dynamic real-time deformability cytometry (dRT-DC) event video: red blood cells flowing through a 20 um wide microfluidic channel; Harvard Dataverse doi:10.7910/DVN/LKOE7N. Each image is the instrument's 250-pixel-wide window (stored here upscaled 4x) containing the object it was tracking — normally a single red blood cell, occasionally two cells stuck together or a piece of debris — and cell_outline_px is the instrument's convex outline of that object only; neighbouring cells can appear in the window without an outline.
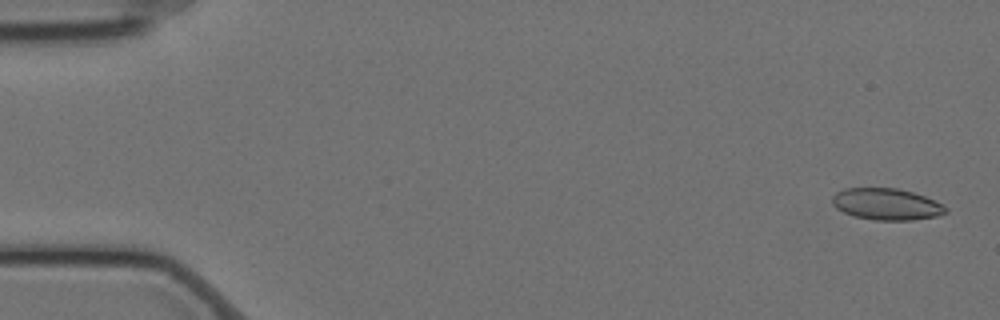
{"species": "Egyptian fruit bat (a non-hibernating species)", "species_latin": "Rousettus aegyptiacus", "temperature_condition": "cold", "stored_images_in_passage": 59, "camera_frame_rate_fps": 3000, "um_per_image_px": 0.085, "animal": {"sex": "female"}, "frame": {"image": 1, "passage_image": 2, "time_ms": 0.333, "image_size_px": [1000, 320], "cell_outline_px": [[948, 212], [936, 216], [912, 220], [876, 220], [852, 216], [836, 208], [832, 204], [832, 196], [836, 192], [844, 188], [896, 188], [912, 192], [924, 196], [944, 204], [948, 208]], "centroid_in_image_um": [75.35, 17.35], "position_along_channel_um": 9.7, "area_um2": 20.98}}
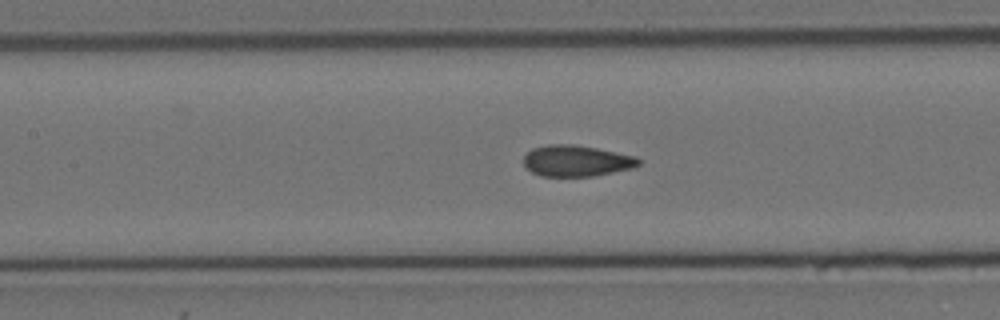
{"frame": {"image": 2, "passage_image": 26, "time_ms": 8.333, "image_size_px": [1000, 320], "cell_outline_px": [[640, 164], [632, 168], [592, 176], [540, 176], [532, 172], [524, 164], [524, 156], [532, 148], [548, 144], [576, 144], [636, 156], [640, 160]], "centroid_in_image_um": [48.99, 13.66], "position_along_channel_um": 158.4, "area_um2": 20.81}}
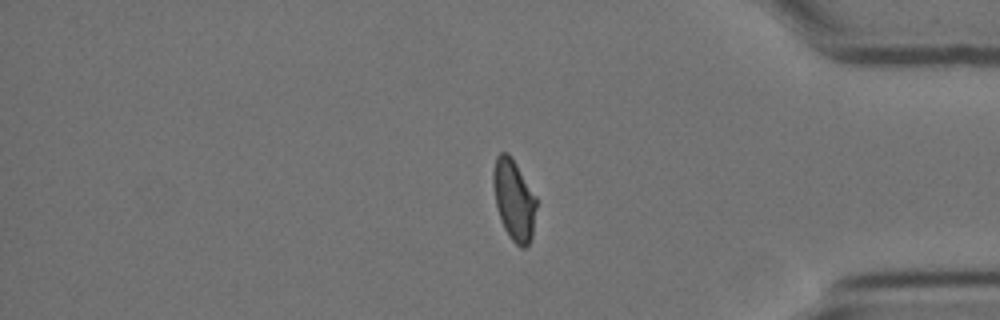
{"frame": {"image": 3, "passage_image": 48, "time_ms": 15.667, "image_size_px": [1000, 320], "cell_outline_px": [[536, 208], [532, 236], [528, 244], [524, 248], [520, 248], [508, 236], [500, 220], [496, 204], [492, 184], [492, 172], [496, 156], [500, 152], [508, 152], [516, 164], [536, 196]], "centroid_in_image_um": [43.66, 16.98], "position_along_channel_um": 391.5, "area_um2": 20.4}, "authors_computed_cell_mechanics": {"area_um2": 20.808, "velocity_mm_per_s": 3.4997, "shape_relaxation_time_tau1_ms": null, "shape_relaxation_time_tau2_ms": 0.9267, "deformation_change_tau1": null, "deformation_change_tau2": 0.066}}